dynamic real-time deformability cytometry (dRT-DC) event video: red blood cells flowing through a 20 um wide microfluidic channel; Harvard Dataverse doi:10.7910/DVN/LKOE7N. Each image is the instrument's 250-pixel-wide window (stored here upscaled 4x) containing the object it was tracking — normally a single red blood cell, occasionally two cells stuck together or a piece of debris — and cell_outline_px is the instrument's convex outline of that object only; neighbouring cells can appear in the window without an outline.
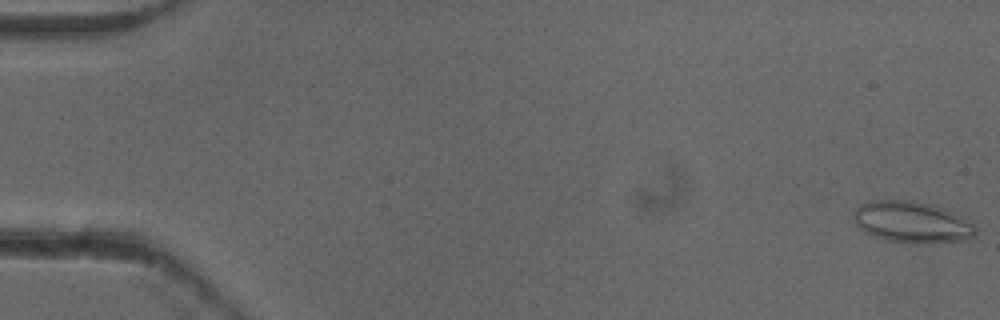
{"species": "common noctule bat (a hibernating species)", "species_latin": "Nyctalus noctula", "temperature_condition": "cold", "stored_images_in_passage": 53, "camera_frame_rate_fps": 3000, "um_per_image_px": 0.085, "animal": {"sex": "female"}, "frame": {"image": 1, "passage_image": 1, "time_ms": 0.0, "image_size_px": [1000, 320], "cell_outline_px": [[976, 232], [972, 236], [964, 240], [916, 244], [888, 240], [872, 236], [864, 232], [856, 224], [856, 208], [860, 204], [872, 200], [904, 200], [924, 204], [940, 208], [952, 212], [960, 216], [972, 224], [976, 228]], "centroid_in_image_um": [77.48, 18.9], "position_along_channel_um": 7.5, "area_um2": 28.73}}
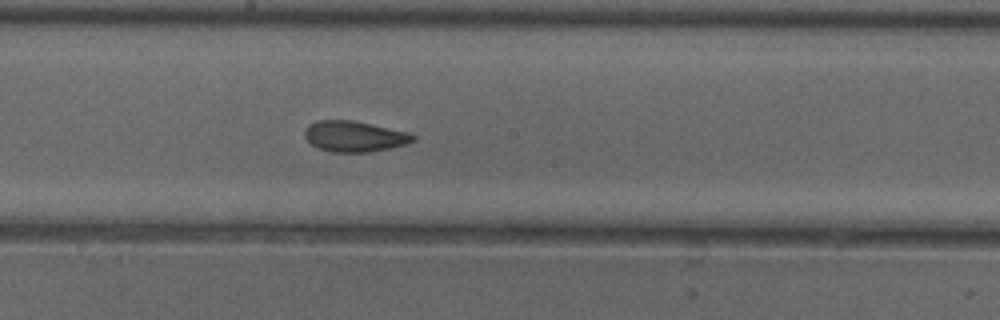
{"frame": {"image": 2, "passage_image": 29, "time_ms": 9.333, "image_size_px": [1000, 320], "cell_outline_px": [[416, 140], [404, 144], [388, 148], [368, 152], [332, 152], [320, 148], [312, 144], [304, 136], [304, 132], [308, 124], [316, 120], [352, 120], [412, 132], [416, 136]], "centroid_in_image_um": [30.14, 11.57], "position_along_channel_um": 218.1, "area_um2": 19.48}}
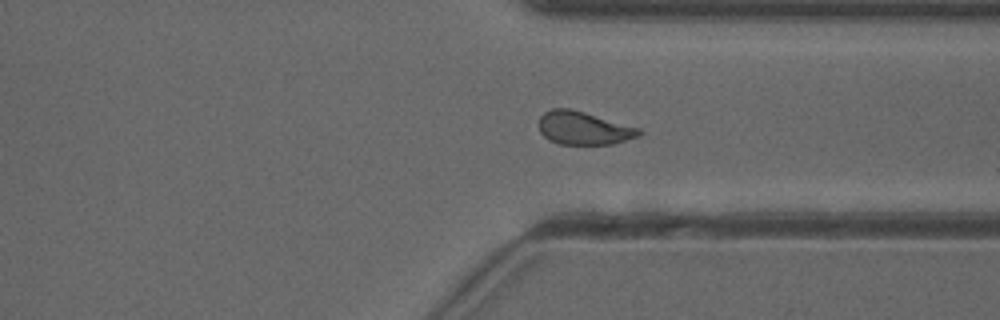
{"frame": {"image": 3, "passage_image": 40, "time_ms": 13.0, "image_size_px": [1000, 320], "cell_outline_px": [[644, 132], [640, 136], [612, 144], [560, 144], [548, 140], [540, 132], [540, 116], [544, 112], [552, 108], [568, 108], [584, 112], [640, 128]], "centroid_in_image_um": [49.62, 10.89], "position_along_channel_um": 361.8, "area_um2": 19.31}, "authors_computed_cell_mechanics": {"area_um2": 20.0566, "velocity_mm_per_s": 3.9317, "shape_relaxation_time_tau1_ms": 6.0993, "shape_relaxation_time_tau2_ms": 1.9861, "deformation_change_tau1": 0.1353, "deformation_change_tau2": 0.0667}}